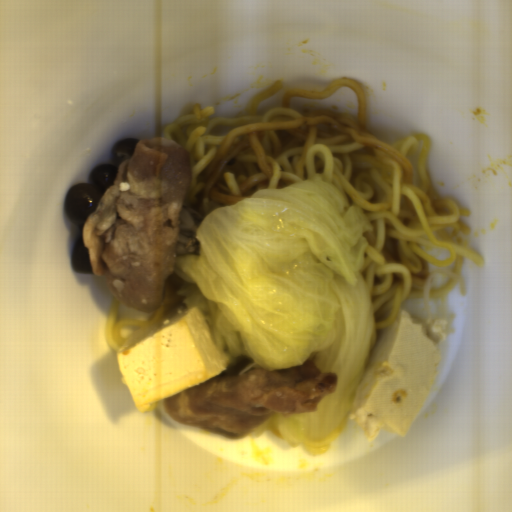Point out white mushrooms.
Wrapping results in <instances>:
<instances>
[{"label":"white mushrooms","instance_id":"1","mask_svg":"<svg viewBox=\"0 0 512 512\" xmlns=\"http://www.w3.org/2000/svg\"><path fill=\"white\" fill-rule=\"evenodd\" d=\"M118 168L112 164L99 165L91 172L93 184H74L65 197L64 210L79 229L78 240L71 251L72 266L77 273H93L89 264L90 249L84 243V221L93 214L103 194L114 183Z\"/></svg>","mask_w":512,"mask_h":512},{"label":"white mushrooms","instance_id":"2","mask_svg":"<svg viewBox=\"0 0 512 512\" xmlns=\"http://www.w3.org/2000/svg\"><path fill=\"white\" fill-rule=\"evenodd\" d=\"M202 219L205 218L197 210L181 207V224L178 227L175 255L193 253L196 251L198 242L193 238V234Z\"/></svg>","mask_w":512,"mask_h":512},{"label":"white mushrooms","instance_id":"3","mask_svg":"<svg viewBox=\"0 0 512 512\" xmlns=\"http://www.w3.org/2000/svg\"><path fill=\"white\" fill-rule=\"evenodd\" d=\"M136 138H126L120 140L113 146L112 152L121 159L131 157L135 153L136 145L139 142Z\"/></svg>","mask_w":512,"mask_h":512}]
</instances>
